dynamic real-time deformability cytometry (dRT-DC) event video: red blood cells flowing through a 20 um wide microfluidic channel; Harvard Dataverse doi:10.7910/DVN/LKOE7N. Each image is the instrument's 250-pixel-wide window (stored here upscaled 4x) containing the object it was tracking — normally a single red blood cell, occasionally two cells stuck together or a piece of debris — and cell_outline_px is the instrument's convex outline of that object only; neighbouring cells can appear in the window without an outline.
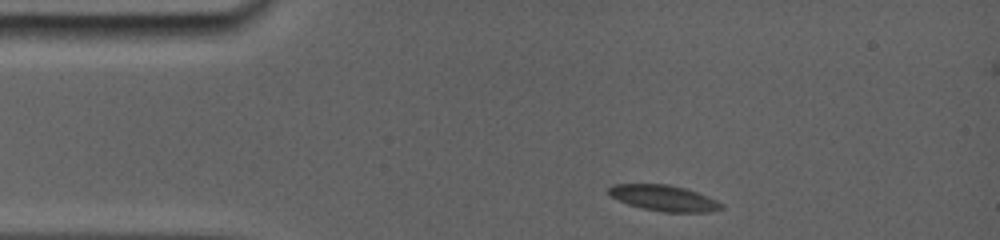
{"species": "common noctule bat (a hibernating species)", "species_latin": "Nyctalus noctula", "temperature_condition": "room temperature", "stored_images_in_passage": 63, "camera_frame_rate_fps": 5000, "um_per_image_px": 0.085, "animal": {"sex": "female", "body_mass_g": 19.0, "forearm_length_mm": 56.7}, "frame": {"image": 1, "passage_image": 1, "time_ms": 0.0, "image_size_px": [1000, 240], "cell_outline_px": [[724, 208], [712, 212], [664, 212], [644, 208], [628, 204], [612, 196], [608, 192], [608, 188], [612, 184], [668, 184], [688, 188], [708, 196], [724, 204]], "centroid_in_image_um": [56.49, 16.83], "position_along_channel_um": 28.5, "area_um2": 17.05}}
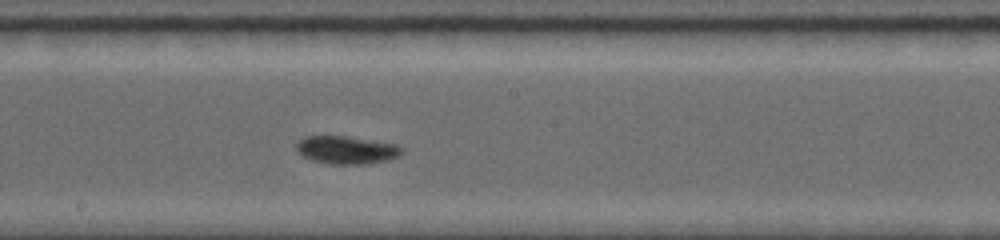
{"frame": {"image": 2, "passage_image": 22, "time_ms": 6.2, "image_size_px": [1000, 240], "cell_outline_px": [[400, 152], [396, 156], [388, 160], [372, 164], [328, 164], [312, 160], [300, 156], [296, 152], [296, 144], [300, 140], [308, 136], [344, 136], [392, 144], [400, 148]], "centroid_in_image_um": [29.34, 12.77], "position_along_channel_um": 218.9, "area_um2": 16.88}}
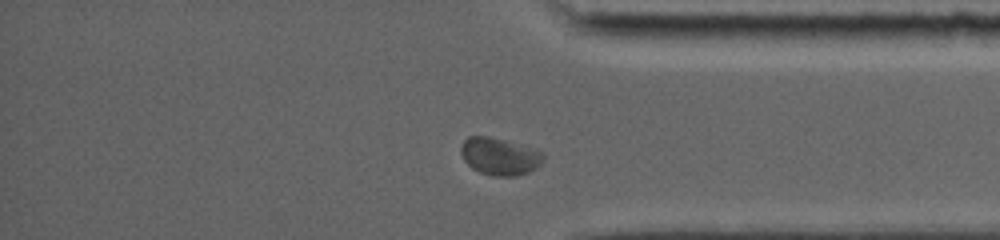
{"frame": {"image": 3, "passage_image": 52, "time_ms": 10.8, "image_size_px": [1000, 240], "cell_outline_px": [[544, 160], [536, 168], [528, 172], [516, 176], [492, 176], [480, 172], [472, 168], [464, 160], [460, 152], [460, 148], [464, 140], [468, 136], [488, 136], [504, 140], [544, 152]], "centroid_in_image_um": [42.46, 13.3], "position_along_channel_um": 392.7, "area_um2": 17.86}, "authors_computed_cell_mechanics": {"area_um2": 16.8776, "velocity_mm_per_s": 3.7954, "shape_relaxation_time_tau1_ms": 1.7538, "shape_relaxation_time_tau2_ms": null, "deformation_change_tau1": 0.1149, "deformation_change_tau2": null}}